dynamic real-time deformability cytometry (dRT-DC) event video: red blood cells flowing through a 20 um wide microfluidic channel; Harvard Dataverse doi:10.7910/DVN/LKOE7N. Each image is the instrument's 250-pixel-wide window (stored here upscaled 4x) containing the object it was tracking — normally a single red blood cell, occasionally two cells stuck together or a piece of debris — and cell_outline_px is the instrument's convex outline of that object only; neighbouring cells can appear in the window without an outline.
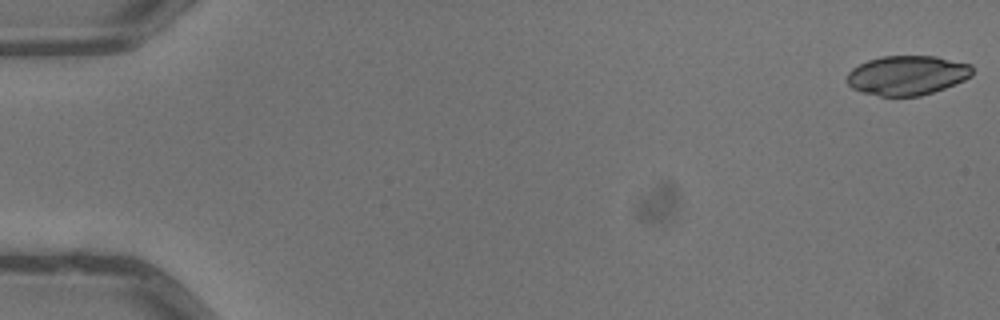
{"species": "common noctule bat (a hibernating species)", "species_latin": "Nyctalus noctula", "temperature_condition": "warm", "stored_images_in_passage": 6, "segment_of_instrument_passage": [1, 2], "camera_frame_rate_fps": 3000, "um_per_image_px": 0.085, "animal": {"sex": "male", "body_mass_g": 13.3}, "frame": {"image": 1, "passage_image": 1, "time_ms": 0.0, "image_size_px": [1000, 320], "cell_outline_px": [[972, 76], [964, 80], [944, 88], [920, 96], [880, 96], [864, 92], [852, 88], [848, 84], [848, 72], [852, 68], [868, 60], [880, 56], [936, 56], [972, 64]], "centroid_in_image_um": [77.12, 6.39], "position_along_channel_um": 7.9, "area_um2": 28.78}}
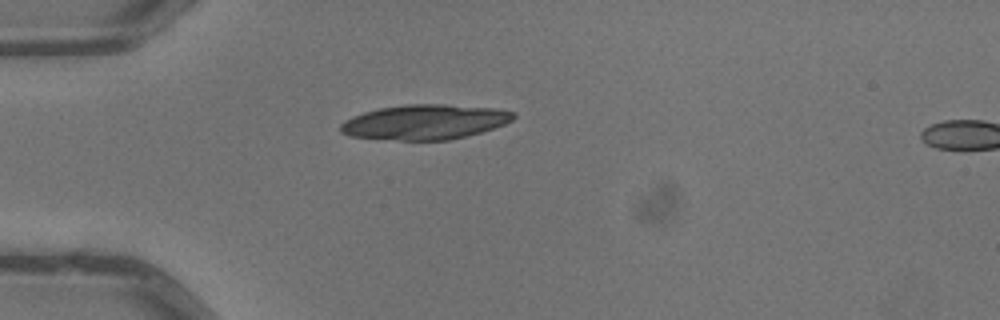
{"frame": {"image": 2, "passage_image": 5, "time_ms": 1.333, "image_size_px": [1000, 320], "cell_outline_px": [[516, 116], [512, 120], [504, 124], [480, 132], [448, 140], [400, 140], [348, 136], [340, 132], [340, 124], [344, 120], [352, 116], [364, 112], [380, 108], [404, 104], [444, 104], [496, 108], [516, 112]], "centroid_in_image_um": [36.09, 10.36], "position_along_channel_um": 48.9, "area_um2": 35.14}}